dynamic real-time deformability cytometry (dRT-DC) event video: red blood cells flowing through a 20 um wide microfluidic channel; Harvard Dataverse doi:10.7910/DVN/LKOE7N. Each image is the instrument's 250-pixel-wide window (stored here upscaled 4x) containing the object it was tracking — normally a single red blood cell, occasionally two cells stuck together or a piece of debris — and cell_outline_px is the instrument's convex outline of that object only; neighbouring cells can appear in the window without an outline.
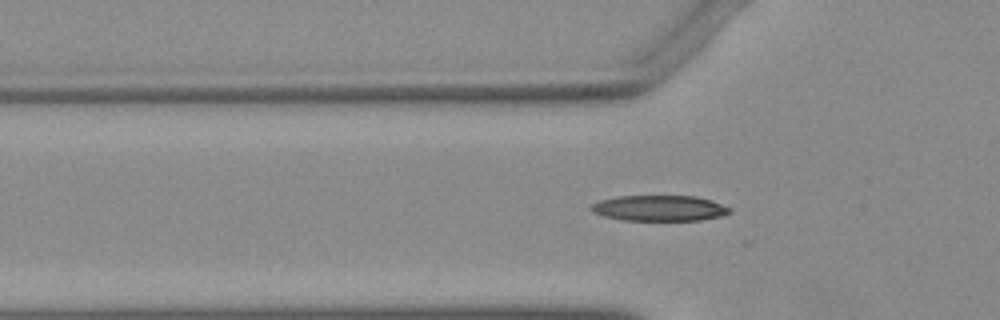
{"species": "Egyptian fruit bat (a non-hibernating species)", "species_latin": "Rousettus aegyptiacus", "temperature_condition": "warm", "stored_images_in_passage": 52, "camera_frame_rate_fps": 3000, "um_per_image_px": 0.085, "animal": {"sex": "female"}, "frame": {"image": 1, "passage_image": 16, "time_ms": 5.0, "image_size_px": [1000, 320], "cell_outline_px": [[732, 212], [724, 216], [700, 220], [624, 220], [604, 216], [592, 212], [588, 208], [592, 204], [600, 200], [620, 196], [696, 196], [712, 200], [732, 208]], "centroid_in_image_um": [56.09, 17.69], "position_along_channel_um": 69.7, "area_um2": 20.87}}
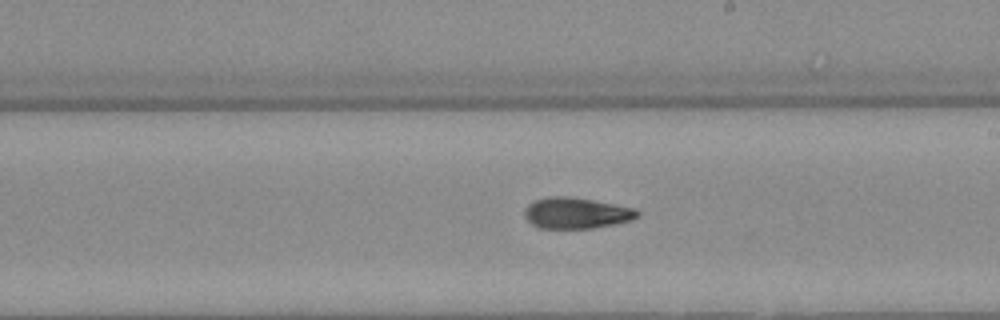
{"frame": {"image": 2, "passage_image": 29, "time_ms": 9.333, "image_size_px": [1000, 320], "cell_outline_px": [[640, 216], [632, 220], [616, 224], [592, 228], [540, 228], [532, 224], [524, 216], [524, 212], [528, 204], [536, 200], [548, 196], [568, 196], [592, 200], [636, 208], [640, 212]], "centroid_in_image_um": [49.02, 18.11], "position_along_channel_um": 240.0, "area_um2": 20.46}}
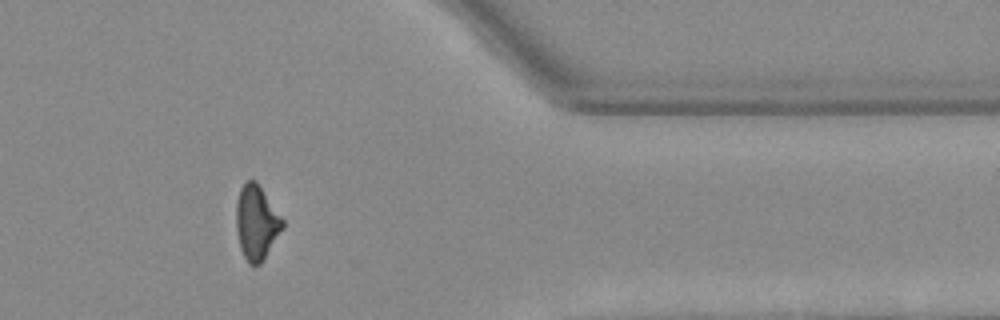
{"frame": {"image": 3, "passage_image": 42, "time_ms": 13.667, "image_size_px": [1000, 320], "cell_outline_px": [[284, 228], [260, 264], [248, 264], [240, 248], [236, 228], [236, 204], [240, 188], [248, 180], [256, 180], [284, 220]], "centroid_in_image_um": [21.8, 18.91], "position_along_channel_um": 389.6, "area_um2": 20.06}}